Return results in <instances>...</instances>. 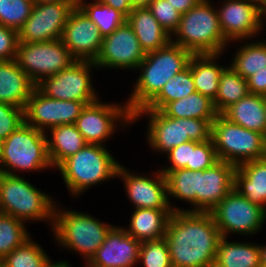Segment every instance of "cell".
<instances>
[{
  "label": "cell",
  "instance_id": "obj_34",
  "mask_svg": "<svg viewBox=\"0 0 266 267\" xmlns=\"http://www.w3.org/2000/svg\"><path fill=\"white\" fill-rule=\"evenodd\" d=\"M246 43L236 51L230 67L247 80L256 71L266 69V41Z\"/></svg>",
  "mask_w": 266,
  "mask_h": 267
},
{
  "label": "cell",
  "instance_id": "obj_56",
  "mask_svg": "<svg viewBox=\"0 0 266 267\" xmlns=\"http://www.w3.org/2000/svg\"><path fill=\"white\" fill-rule=\"evenodd\" d=\"M265 112H266V96H265ZM264 137H265V140H266V128H265Z\"/></svg>",
  "mask_w": 266,
  "mask_h": 267
},
{
  "label": "cell",
  "instance_id": "obj_6",
  "mask_svg": "<svg viewBox=\"0 0 266 267\" xmlns=\"http://www.w3.org/2000/svg\"><path fill=\"white\" fill-rule=\"evenodd\" d=\"M147 114V142L157 152L167 154L187 141L201 143L211 139L213 120L177 119L167 117L160 110L139 109L133 114V122Z\"/></svg>",
  "mask_w": 266,
  "mask_h": 267
},
{
  "label": "cell",
  "instance_id": "obj_36",
  "mask_svg": "<svg viewBox=\"0 0 266 267\" xmlns=\"http://www.w3.org/2000/svg\"><path fill=\"white\" fill-rule=\"evenodd\" d=\"M30 238L24 222L9 214L0 213V259Z\"/></svg>",
  "mask_w": 266,
  "mask_h": 267
},
{
  "label": "cell",
  "instance_id": "obj_31",
  "mask_svg": "<svg viewBox=\"0 0 266 267\" xmlns=\"http://www.w3.org/2000/svg\"><path fill=\"white\" fill-rule=\"evenodd\" d=\"M247 80L226 66L220 75V82L216 98L213 100L214 108L222 114L228 107L249 94Z\"/></svg>",
  "mask_w": 266,
  "mask_h": 267
},
{
  "label": "cell",
  "instance_id": "obj_18",
  "mask_svg": "<svg viewBox=\"0 0 266 267\" xmlns=\"http://www.w3.org/2000/svg\"><path fill=\"white\" fill-rule=\"evenodd\" d=\"M130 173V170L120 165L117 177L124 182V190L126 194L137 208H151V209H172V211L182 210L174 207L168 201L167 180L165 175L158 169L151 175L153 178H147L145 175H138Z\"/></svg>",
  "mask_w": 266,
  "mask_h": 267
},
{
  "label": "cell",
  "instance_id": "obj_5",
  "mask_svg": "<svg viewBox=\"0 0 266 267\" xmlns=\"http://www.w3.org/2000/svg\"><path fill=\"white\" fill-rule=\"evenodd\" d=\"M57 208L55 205L52 226L55 240L63 248L84 256L88 263L113 226L80 211Z\"/></svg>",
  "mask_w": 266,
  "mask_h": 267
},
{
  "label": "cell",
  "instance_id": "obj_15",
  "mask_svg": "<svg viewBox=\"0 0 266 267\" xmlns=\"http://www.w3.org/2000/svg\"><path fill=\"white\" fill-rule=\"evenodd\" d=\"M85 106L84 102L51 99L35 87L24 108V122L46 133L55 126L75 124Z\"/></svg>",
  "mask_w": 266,
  "mask_h": 267
},
{
  "label": "cell",
  "instance_id": "obj_38",
  "mask_svg": "<svg viewBox=\"0 0 266 267\" xmlns=\"http://www.w3.org/2000/svg\"><path fill=\"white\" fill-rule=\"evenodd\" d=\"M33 6V0H0V25L19 31Z\"/></svg>",
  "mask_w": 266,
  "mask_h": 267
},
{
  "label": "cell",
  "instance_id": "obj_47",
  "mask_svg": "<svg viewBox=\"0 0 266 267\" xmlns=\"http://www.w3.org/2000/svg\"><path fill=\"white\" fill-rule=\"evenodd\" d=\"M181 14L195 7L201 0H167Z\"/></svg>",
  "mask_w": 266,
  "mask_h": 267
},
{
  "label": "cell",
  "instance_id": "obj_17",
  "mask_svg": "<svg viewBox=\"0 0 266 267\" xmlns=\"http://www.w3.org/2000/svg\"><path fill=\"white\" fill-rule=\"evenodd\" d=\"M132 27L125 21L110 35L104 36L94 64L100 68L135 69L145 58Z\"/></svg>",
  "mask_w": 266,
  "mask_h": 267
},
{
  "label": "cell",
  "instance_id": "obj_12",
  "mask_svg": "<svg viewBox=\"0 0 266 267\" xmlns=\"http://www.w3.org/2000/svg\"><path fill=\"white\" fill-rule=\"evenodd\" d=\"M92 68H97L94 61L76 60L59 73L43 78L36 88L51 99L93 103L98 94L91 82Z\"/></svg>",
  "mask_w": 266,
  "mask_h": 267
},
{
  "label": "cell",
  "instance_id": "obj_22",
  "mask_svg": "<svg viewBox=\"0 0 266 267\" xmlns=\"http://www.w3.org/2000/svg\"><path fill=\"white\" fill-rule=\"evenodd\" d=\"M35 87L16 60L0 61V103L24 109Z\"/></svg>",
  "mask_w": 266,
  "mask_h": 267
},
{
  "label": "cell",
  "instance_id": "obj_1",
  "mask_svg": "<svg viewBox=\"0 0 266 267\" xmlns=\"http://www.w3.org/2000/svg\"><path fill=\"white\" fill-rule=\"evenodd\" d=\"M222 235L210 212L176 210L167 224L173 267H207L215 262Z\"/></svg>",
  "mask_w": 266,
  "mask_h": 267
},
{
  "label": "cell",
  "instance_id": "obj_7",
  "mask_svg": "<svg viewBox=\"0 0 266 267\" xmlns=\"http://www.w3.org/2000/svg\"><path fill=\"white\" fill-rule=\"evenodd\" d=\"M51 197L19 175L4 173L0 178L1 212L24 223L44 220L53 226L56 201Z\"/></svg>",
  "mask_w": 266,
  "mask_h": 267
},
{
  "label": "cell",
  "instance_id": "obj_3",
  "mask_svg": "<svg viewBox=\"0 0 266 267\" xmlns=\"http://www.w3.org/2000/svg\"><path fill=\"white\" fill-rule=\"evenodd\" d=\"M210 0H201L184 14L171 42L192 54H218L225 51L229 41L220 28L217 9ZM176 39V40H175Z\"/></svg>",
  "mask_w": 266,
  "mask_h": 267
},
{
  "label": "cell",
  "instance_id": "obj_13",
  "mask_svg": "<svg viewBox=\"0 0 266 267\" xmlns=\"http://www.w3.org/2000/svg\"><path fill=\"white\" fill-rule=\"evenodd\" d=\"M118 121L121 126L124 123L126 126L134 123L133 114L129 111L126 103L123 105L103 103L97 99L83 108L75 125L88 144L105 145L103 143L117 129Z\"/></svg>",
  "mask_w": 266,
  "mask_h": 267
},
{
  "label": "cell",
  "instance_id": "obj_40",
  "mask_svg": "<svg viewBox=\"0 0 266 267\" xmlns=\"http://www.w3.org/2000/svg\"><path fill=\"white\" fill-rule=\"evenodd\" d=\"M218 161L212 138L201 143L191 141L190 164L186 165V169L192 171L205 170Z\"/></svg>",
  "mask_w": 266,
  "mask_h": 267
},
{
  "label": "cell",
  "instance_id": "obj_46",
  "mask_svg": "<svg viewBox=\"0 0 266 267\" xmlns=\"http://www.w3.org/2000/svg\"><path fill=\"white\" fill-rule=\"evenodd\" d=\"M121 12L125 17L133 10L131 0H97Z\"/></svg>",
  "mask_w": 266,
  "mask_h": 267
},
{
  "label": "cell",
  "instance_id": "obj_30",
  "mask_svg": "<svg viewBox=\"0 0 266 267\" xmlns=\"http://www.w3.org/2000/svg\"><path fill=\"white\" fill-rule=\"evenodd\" d=\"M160 111L167 117L177 119L214 120L218 114L214 108L213 100L199 92H194L185 98L169 102Z\"/></svg>",
  "mask_w": 266,
  "mask_h": 267
},
{
  "label": "cell",
  "instance_id": "obj_21",
  "mask_svg": "<svg viewBox=\"0 0 266 267\" xmlns=\"http://www.w3.org/2000/svg\"><path fill=\"white\" fill-rule=\"evenodd\" d=\"M236 166L218 161L212 167L198 170L196 211L210 212L234 188Z\"/></svg>",
  "mask_w": 266,
  "mask_h": 267
},
{
  "label": "cell",
  "instance_id": "obj_8",
  "mask_svg": "<svg viewBox=\"0 0 266 267\" xmlns=\"http://www.w3.org/2000/svg\"><path fill=\"white\" fill-rule=\"evenodd\" d=\"M0 160L3 172L10 175L52 168L47 152V133L23 122L0 143Z\"/></svg>",
  "mask_w": 266,
  "mask_h": 267
},
{
  "label": "cell",
  "instance_id": "obj_50",
  "mask_svg": "<svg viewBox=\"0 0 266 267\" xmlns=\"http://www.w3.org/2000/svg\"><path fill=\"white\" fill-rule=\"evenodd\" d=\"M260 267H266V245H260Z\"/></svg>",
  "mask_w": 266,
  "mask_h": 267
},
{
  "label": "cell",
  "instance_id": "obj_20",
  "mask_svg": "<svg viewBox=\"0 0 266 267\" xmlns=\"http://www.w3.org/2000/svg\"><path fill=\"white\" fill-rule=\"evenodd\" d=\"M141 242L125 227L113 226L95 255L86 263L90 267H134L139 263Z\"/></svg>",
  "mask_w": 266,
  "mask_h": 267
},
{
  "label": "cell",
  "instance_id": "obj_25",
  "mask_svg": "<svg viewBox=\"0 0 266 267\" xmlns=\"http://www.w3.org/2000/svg\"><path fill=\"white\" fill-rule=\"evenodd\" d=\"M172 209H134L127 233L140 242L165 238Z\"/></svg>",
  "mask_w": 266,
  "mask_h": 267
},
{
  "label": "cell",
  "instance_id": "obj_9",
  "mask_svg": "<svg viewBox=\"0 0 266 267\" xmlns=\"http://www.w3.org/2000/svg\"><path fill=\"white\" fill-rule=\"evenodd\" d=\"M211 138L218 160L236 167L266 157L264 134L237 125L223 114L213 120Z\"/></svg>",
  "mask_w": 266,
  "mask_h": 267
},
{
  "label": "cell",
  "instance_id": "obj_48",
  "mask_svg": "<svg viewBox=\"0 0 266 267\" xmlns=\"http://www.w3.org/2000/svg\"><path fill=\"white\" fill-rule=\"evenodd\" d=\"M152 0H131L132 9L148 7Z\"/></svg>",
  "mask_w": 266,
  "mask_h": 267
},
{
  "label": "cell",
  "instance_id": "obj_16",
  "mask_svg": "<svg viewBox=\"0 0 266 267\" xmlns=\"http://www.w3.org/2000/svg\"><path fill=\"white\" fill-rule=\"evenodd\" d=\"M221 6L217 8L220 28L231 43L249 40L264 28L265 9L259 3L250 0H225Z\"/></svg>",
  "mask_w": 266,
  "mask_h": 267
},
{
  "label": "cell",
  "instance_id": "obj_2",
  "mask_svg": "<svg viewBox=\"0 0 266 267\" xmlns=\"http://www.w3.org/2000/svg\"><path fill=\"white\" fill-rule=\"evenodd\" d=\"M192 55L190 51L172 42L146 53L137 67L141 73L136 79L134 90L125 102L129 111L134 114L144 108L174 75L188 67Z\"/></svg>",
  "mask_w": 266,
  "mask_h": 267
},
{
  "label": "cell",
  "instance_id": "obj_45",
  "mask_svg": "<svg viewBox=\"0 0 266 267\" xmlns=\"http://www.w3.org/2000/svg\"><path fill=\"white\" fill-rule=\"evenodd\" d=\"M247 85L251 94L266 96V69L256 71L247 79Z\"/></svg>",
  "mask_w": 266,
  "mask_h": 267
},
{
  "label": "cell",
  "instance_id": "obj_4",
  "mask_svg": "<svg viewBox=\"0 0 266 267\" xmlns=\"http://www.w3.org/2000/svg\"><path fill=\"white\" fill-rule=\"evenodd\" d=\"M119 162L105 145L87 144L57 167L72 197L81 195L94 184L117 178Z\"/></svg>",
  "mask_w": 266,
  "mask_h": 267
},
{
  "label": "cell",
  "instance_id": "obj_43",
  "mask_svg": "<svg viewBox=\"0 0 266 267\" xmlns=\"http://www.w3.org/2000/svg\"><path fill=\"white\" fill-rule=\"evenodd\" d=\"M18 44V31L0 25V61L15 60Z\"/></svg>",
  "mask_w": 266,
  "mask_h": 267
},
{
  "label": "cell",
  "instance_id": "obj_49",
  "mask_svg": "<svg viewBox=\"0 0 266 267\" xmlns=\"http://www.w3.org/2000/svg\"><path fill=\"white\" fill-rule=\"evenodd\" d=\"M45 267H72L71 264H69L67 261H58V262H54V261H49Z\"/></svg>",
  "mask_w": 266,
  "mask_h": 267
},
{
  "label": "cell",
  "instance_id": "obj_29",
  "mask_svg": "<svg viewBox=\"0 0 266 267\" xmlns=\"http://www.w3.org/2000/svg\"><path fill=\"white\" fill-rule=\"evenodd\" d=\"M218 244L215 262L222 267H260V245L227 241Z\"/></svg>",
  "mask_w": 266,
  "mask_h": 267
},
{
  "label": "cell",
  "instance_id": "obj_51",
  "mask_svg": "<svg viewBox=\"0 0 266 267\" xmlns=\"http://www.w3.org/2000/svg\"><path fill=\"white\" fill-rule=\"evenodd\" d=\"M59 1H76V0H33L34 4L51 3V2H59Z\"/></svg>",
  "mask_w": 266,
  "mask_h": 267
},
{
  "label": "cell",
  "instance_id": "obj_28",
  "mask_svg": "<svg viewBox=\"0 0 266 267\" xmlns=\"http://www.w3.org/2000/svg\"><path fill=\"white\" fill-rule=\"evenodd\" d=\"M221 54H193L190 58L188 67L194 79L196 92L209 97L211 100L216 98L220 75L226 67L217 65L216 59Z\"/></svg>",
  "mask_w": 266,
  "mask_h": 267
},
{
  "label": "cell",
  "instance_id": "obj_33",
  "mask_svg": "<svg viewBox=\"0 0 266 267\" xmlns=\"http://www.w3.org/2000/svg\"><path fill=\"white\" fill-rule=\"evenodd\" d=\"M76 6L97 26L103 37L110 35L126 21L121 12L97 0L88 3L76 0Z\"/></svg>",
  "mask_w": 266,
  "mask_h": 267
},
{
  "label": "cell",
  "instance_id": "obj_14",
  "mask_svg": "<svg viewBox=\"0 0 266 267\" xmlns=\"http://www.w3.org/2000/svg\"><path fill=\"white\" fill-rule=\"evenodd\" d=\"M76 1L34 4L29 18L18 31L19 42H46L61 39Z\"/></svg>",
  "mask_w": 266,
  "mask_h": 267
},
{
  "label": "cell",
  "instance_id": "obj_19",
  "mask_svg": "<svg viewBox=\"0 0 266 267\" xmlns=\"http://www.w3.org/2000/svg\"><path fill=\"white\" fill-rule=\"evenodd\" d=\"M61 40L76 60L95 61L101 50L103 36L76 6L67 20Z\"/></svg>",
  "mask_w": 266,
  "mask_h": 267
},
{
  "label": "cell",
  "instance_id": "obj_32",
  "mask_svg": "<svg viewBox=\"0 0 266 267\" xmlns=\"http://www.w3.org/2000/svg\"><path fill=\"white\" fill-rule=\"evenodd\" d=\"M196 92L194 79L189 67L171 78L160 92L142 109L161 110L167 103Z\"/></svg>",
  "mask_w": 266,
  "mask_h": 267
},
{
  "label": "cell",
  "instance_id": "obj_44",
  "mask_svg": "<svg viewBox=\"0 0 266 267\" xmlns=\"http://www.w3.org/2000/svg\"><path fill=\"white\" fill-rule=\"evenodd\" d=\"M166 157H168L171 166L169 165L163 169H159L164 175H166L169 171L186 169V165L190 164L191 141H187L174 147L167 153Z\"/></svg>",
  "mask_w": 266,
  "mask_h": 267
},
{
  "label": "cell",
  "instance_id": "obj_39",
  "mask_svg": "<svg viewBox=\"0 0 266 267\" xmlns=\"http://www.w3.org/2000/svg\"><path fill=\"white\" fill-rule=\"evenodd\" d=\"M139 262L144 267H173L167 240L161 238L141 242Z\"/></svg>",
  "mask_w": 266,
  "mask_h": 267
},
{
  "label": "cell",
  "instance_id": "obj_11",
  "mask_svg": "<svg viewBox=\"0 0 266 267\" xmlns=\"http://www.w3.org/2000/svg\"><path fill=\"white\" fill-rule=\"evenodd\" d=\"M210 213L222 237L230 233L253 235L262 229L266 220V210L234 188Z\"/></svg>",
  "mask_w": 266,
  "mask_h": 267
},
{
  "label": "cell",
  "instance_id": "obj_27",
  "mask_svg": "<svg viewBox=\"0 0 266 267\" xmlns=\"http://www.w3.org/2000/svg\"><path fill=\"white\" fill-rule=\"evenodd\" d=\"M47 132L51 134L50 139L47 135V152L54 168L88 144L75 124L55 126Z\"/></svg>",
  "mask_w": 266,
  "mask_h": 267
},
{
  "label": "cell",
  "instance_id": "obj_37",
  "mask_svg": "<svg viewBox=\"0 0 266 267\" xmlns=\"http://www.w3.org/2000/svg\"><path fill=\"white\" fill-rule=\"evenodd\" d=\"M2 260L6 267H45L50 258L43 247L30 238Z\"/></svg>",
  "mask_w": 266,
  "mask_h": 267
},
{
  "label": "cell",
  "instance_id": "obj_53",
  "mask_svg": "<svg viewBox=\"0 0 266 267\" xmlns=\"http://www.w3.org/2000/svg\"><path fill=\"white\" fill-rule=\"evenodd\" d=\"M207 267H222L219 264H217L216 262L211 263L210 265H208Z\"/></svg>",
  "mask_w": 266,
  "mask_h": 267
},
{
  "label": "cell",
  "instance_id": "obj_52",
  "mask_svg": "<svg viewBox=\"0 0 266 267\" xmlns=\"http://www.w3.org/2000/svg\"><path fill=\"white\" fill-rule=\"evenodd\" d=\"M259 3L264 9L266 8V0H250Z\"/></svg>",
  "mask_w": 266,
  "mask_h": 267
},
{
  "label": "cell",
  "instance_id": "obj_54",
  "mask_svg": "<svg viewBox=\"0 0 266 267\" xmlns=\"http://www.w3.org/2000/svg\"><path fill=\"white\" fill-rule=\"evenodd\" d=\"M4 174V172H3V169H2V165H1V160H0V178H1V176Z\"/></svg>",
  "mask_w": 266,
  "mask_h": 267
},
{
  "label": "cell",
  "instance_id": "obj_24",
  "mask_svg": "<svg viewBox=\"0 0 266 267\" xmlns=\"http://www.w3.org/2000/svg\"><path fill=\"white\" fill-rule=\"evenodd\" d=\"M234 189L266 210V157L237 166Z\"/></svg>",
  "mask_w": 266,
  "mask_h": 267
},
{
  "label": "cell",
  "instance_id": "obj_42",
  "mask_svg": "<svg viewBox=\"0 0 266 267\" xmlns=\"http://www.w3.org/2000/svg\"><path fill=\"white\" fill-rule=\"evenodd\" d=\"M24 122V109L0 103V143Z\"/></svg>",
  "mask_w": 266,
  "mask_h": 267
},
{
  "label": "cell",
  "instance_id": "obj_10",
  "mask_svg": "<svg viewBox=\"0 0 266 267\" xmlns=\"http://www.w3.org/2000/svg\"><path fill=\"white\" fill-rule=\"evenodd\" d=\"M15 60L35 85L76 61L61 39L19 42Z\"/></svg>",
  "mask_w": 266,
  "mask_h": 267
},
{
  "label": "cell",
  "instance_id": "obj_26",
  "mask_svg": "<svg viewBox=\"0 0 266 267\" xmlns=\"http://www.w3.org/2000/svg\"><path fill=\"white\" fill-rule=\"evenodd\" d=\"M231 122L264 134L266 128L265 96L249 93L223 113Z\"/></svg>",
  "mask_w": 266,
  "mask_h": 267
},
{
  "label": "cell",
  "instance_id": "obj_23",
  "mask_svg": "<svg viewBox=\"0 0 266 267\" xmlns=\"http://www.w3.org/2000/svg\"><path fill=\"white\" fill-rule=\"evenodd\" d=\"M126 21L134 30L145 54L167 46L174 37L158 23L148 7L134 8Z\"/></svg>",
  "mask_w": 266,
  "mask_h": 267
},
{
  "label": "cell",
  "instance_id": "obj_55",
  "mask_svg": "<svg viewBox=\"0 0 266 267\" xmlns=\"http://www.w3.org/2000/svg\"><path fill=\"white\" fill-rule=\"evenodd\" d=\"M0 267H6V264L4 263L2 259H0Z\"/></svg>",
  "mask_w": 266,
  "mask_h": 267
},
{
  "label": "cell",
  "instance_id": "obj_35",
  "mask_svg": "<svg viewBox=\"0 0 266 267\" xmlns=\"http://www.w3.org/2000/svg\"><path fill=\"white\" fill-rule=\"evenodd\" d=\"M168 201L169 196L189 202L191 209H182L196 211V192L198 191V171L188 169H178L169 171L166 175Z\"/></svg>",
  "mask_w": 266,
  "mask_h": 267
},
{
  "label": "cell",
  "instance_id": "obj_41",
  "mask_svg": "<svg viewBox=\"0 0 266 267\" xmlns=\"http://www.w3.org/2000/svg\"><path fill=\"white\" fill-rule=\"evenodd\" d=\"M148 9L158 23L172 36L179 26L181 13L167 0H152Z\"/></svg>",
  "mask_w": 266,
  "mask_h": 267
}]
</instances>
